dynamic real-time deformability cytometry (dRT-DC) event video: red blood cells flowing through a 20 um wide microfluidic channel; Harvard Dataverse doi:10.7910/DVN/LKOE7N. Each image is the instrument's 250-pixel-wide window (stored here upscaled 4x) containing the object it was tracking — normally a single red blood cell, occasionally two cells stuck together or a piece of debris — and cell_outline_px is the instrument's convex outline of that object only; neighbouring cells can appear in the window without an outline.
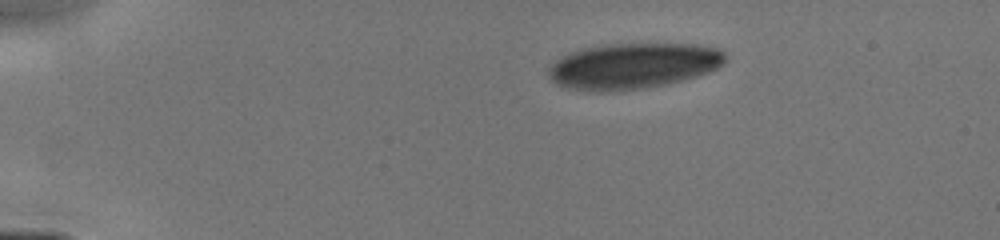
{"species": "human", "species_latin": "Homo sapiens", "temperature_condition": "cold", "stored_images_in_passage": 10, "camera_frame_rate_fps": 3000, "um_per_image_px": 0.085, "donor": {"sex": "male"}, "frame": {"image": 1, "passage_image": 1, "time_ms": 0.0, "image_size_px": [1000, 240], "cell_outline_px": [[728, 60], [724, 64], [708, 72], [684, 80], [668, 84], [644, 88], [600, 92], [568, 88], [556, 84], [548, 76], [548, 68], [556, 60], [572, 52], [584, 48], [604, 44], [696, 44], [720, 48], [728, 56]], "centroid_in_image_um": [53.86, 5.6], "position_along_channel_um": 31.1, "area_um2": 47.34}}
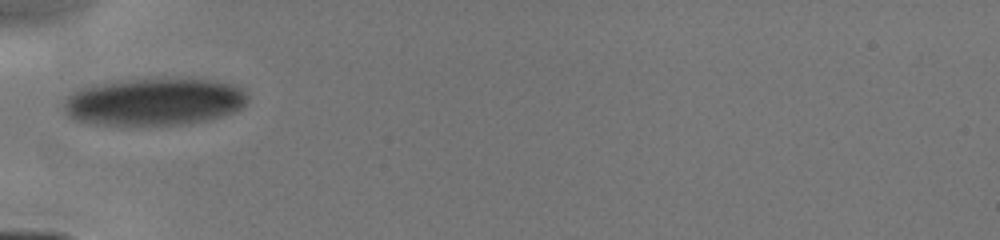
{"frame": {"image": 2, "passage_image": 5, "time_ms": 2.667, "image_size_px": [1000, 240], "cell_outline_px": [[248, 100], [240, 108], [224, 116], [208, 120], [184, 124], [96, 124], [72, 120], [64, 116], [64, 100], [72, 92], [80, 88], [92, 84], [120, 80], [212, 80], [232, 84], [240, 88], [248, 96]], "centroid_in_image_um": [13.04, 8.66], "position_along_channel_um": 72.0, "area_um2": 50.46}}
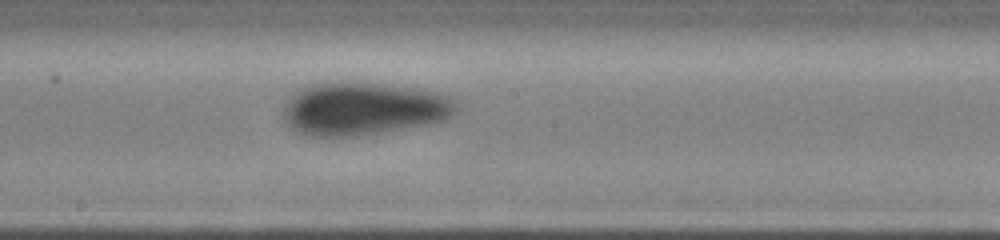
{"frame": {"image": 3, "passage_image": 10, "time_ms": 6.0, "image_size_px": [1000, 240], "cell_outline_px": [[456, 112], [444, 120], [356, 136], [312, 136], [300, 132], [292, 128], [284, 120], [284, 104], [296, 92], [312, 84], [324, 80], [356, 80], [420, 88], [440, 92], [452, 96], [456, 100]], "centroid_in_image_um": [30.9, 9.17], "position_along_channel_um": 217.3, "area_um2": 53.87}}